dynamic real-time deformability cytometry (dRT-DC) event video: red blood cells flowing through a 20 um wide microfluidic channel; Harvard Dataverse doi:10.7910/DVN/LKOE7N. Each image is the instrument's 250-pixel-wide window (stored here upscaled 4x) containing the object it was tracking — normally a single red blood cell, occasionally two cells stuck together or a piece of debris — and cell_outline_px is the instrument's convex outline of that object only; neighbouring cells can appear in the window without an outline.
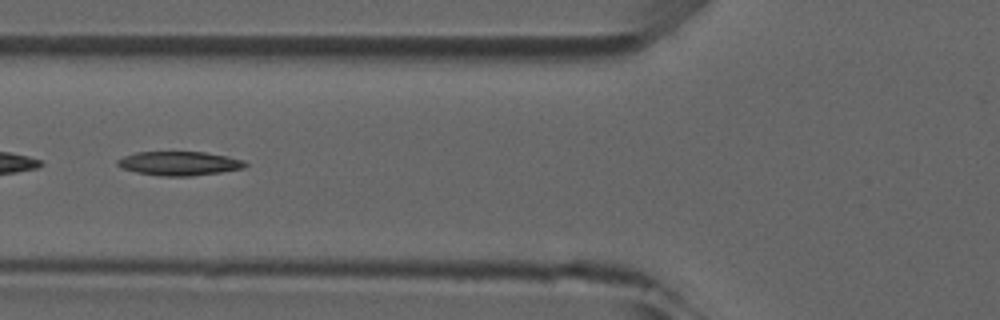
{"species": "common noctule bat (a hibernating species)", "species_latin": "Nyctalus noctula", "temperature_condition": "room temperature", "stored_images_in_passage": 5, "camera_frame_rate_fps": 3000, "um_per_image_px": 0.085, "animal": {"sex": "male", "forearm_length_mm": 52.5}, "frame": {"image": 1, "passage_image": 5, "time_ms": 5.333, "image_size_px": [1000, 320], "cell_outline_px": [[248, 164], [244, 168], [220, 172], [192, 176], [160, 176], [136, 172], [124, 168], [116, 164], [116, 160], [124, 156], [136, 152], [204, 152], [228, 156], [244, 160]], "centroid_in_image_um": [15.25, 13.89], "position_along_channel_um": 110.5, "area_um2": 17.86}}